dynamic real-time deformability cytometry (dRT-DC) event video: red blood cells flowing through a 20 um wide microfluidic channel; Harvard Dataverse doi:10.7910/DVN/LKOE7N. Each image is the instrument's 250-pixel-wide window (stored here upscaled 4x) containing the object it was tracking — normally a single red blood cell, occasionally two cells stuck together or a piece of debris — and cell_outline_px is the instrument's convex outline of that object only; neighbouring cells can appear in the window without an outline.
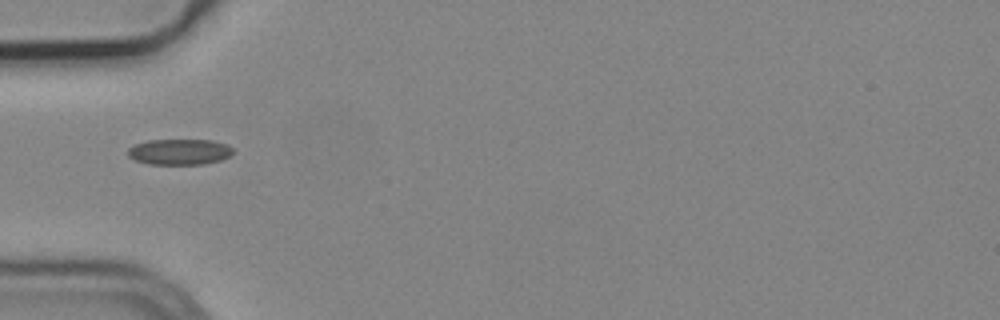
{"species": "common noctule bat (a hibernating species)", "species_latin": "Nyctalus noctula", "temperature_condition": "cold", "stored_images_in_passage": 13, "camera_frame_rate_fps": 3000, "um_per_image_px": 0.085, "animal": {"sex": "male", "body_mass_g": 19.2, "forearm_length_mm": 51.8}, "frame": {"image": 1, "passage_image": 1, "time_ms": 0.0, "image_size_px": [1000, 320], "cell_outline_px": [[232, 152], [228, 156], [220, 160], [204, 164], [148, 164], [136, 160], [128, 156], [128, 148], [136, 144], [148, 140], [212, 140], [228, 144], [232, 148]], "centroid_in_image_um": [15.25, 12.9], "position_along_channel_um": 69.7, "area_um2": 15.72}}
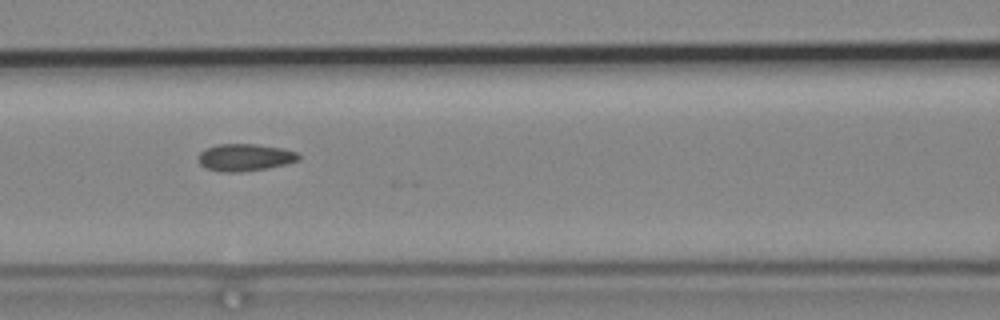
{"frame": {"image": 2, "passage_image": 7, "time_ms": 2.0, "image_size_px": [1000, 320], "cell_outline_px": [[300, 160], [288, 164], [268, 168], [240, 172], [220, 172], [204, 168], [200, 164], [196, 156], [200, 152], [216, 144], [256, 144], [284, 148], [296, 152], [300, 156]], "centroid_in_image_um": [20.82, 13.38], "position_along_channel_um": 145.8, "area_um2": 16.18}}
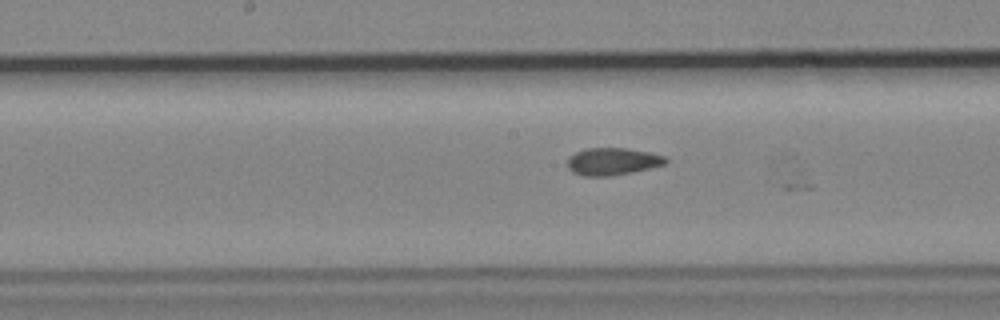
{"frame": {"image": 3, "passage_image": 11, "time_ms": 3.333, "image_size_px": [1000, 320], "cell_outline_px": [[668, 160], [664, 164], [632, 172], [612, 176], [584, 176], [572, 172], [568, 168], [568, 156], [576, 152], [588, 148], [624, 148], [648, 152], [664, 156]], "centroid_in_image_um": [52.02, 13.73], "position_along_channel_um": 196.2, "area_um2": 15.49}}